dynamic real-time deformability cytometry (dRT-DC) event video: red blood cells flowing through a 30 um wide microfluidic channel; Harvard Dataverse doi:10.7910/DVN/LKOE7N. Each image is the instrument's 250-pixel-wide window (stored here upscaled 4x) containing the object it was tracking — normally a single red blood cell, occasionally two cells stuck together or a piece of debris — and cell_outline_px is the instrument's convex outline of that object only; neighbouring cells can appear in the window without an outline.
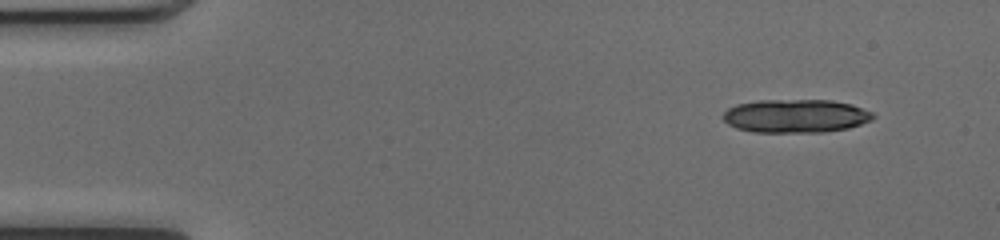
{"species": "common noctule bat (a hibernating species)", "species_latin": "Nyctalus noctula", "temperature_condition": "cold", "stored_images_in_passage": 17, "camera_frame_rate_fps": 3000, "um_per_image_px": 0.085, "animal": {"sex": "female", "body_mass_g": 17.0, "forearm_length_mm": 48.0}, "frame": {"image": 1, "passage_image": 1, "time_ms": 0.0, "image_size_px": [1000, 240], "cell_outline_px": [[876, 116], [872, 120], [848, 128], [824, 132], [752, 132], [736, 128], [728, 124], [724, 120], [724, 112], [728, 108], [736, 104], [760, 100], [832, 100], [852, 104], [872, 112]], "centroid_in_image_um": [67.64, 9.85], "position_along_channel_um": 17.4, "area_um2": 29.3}}